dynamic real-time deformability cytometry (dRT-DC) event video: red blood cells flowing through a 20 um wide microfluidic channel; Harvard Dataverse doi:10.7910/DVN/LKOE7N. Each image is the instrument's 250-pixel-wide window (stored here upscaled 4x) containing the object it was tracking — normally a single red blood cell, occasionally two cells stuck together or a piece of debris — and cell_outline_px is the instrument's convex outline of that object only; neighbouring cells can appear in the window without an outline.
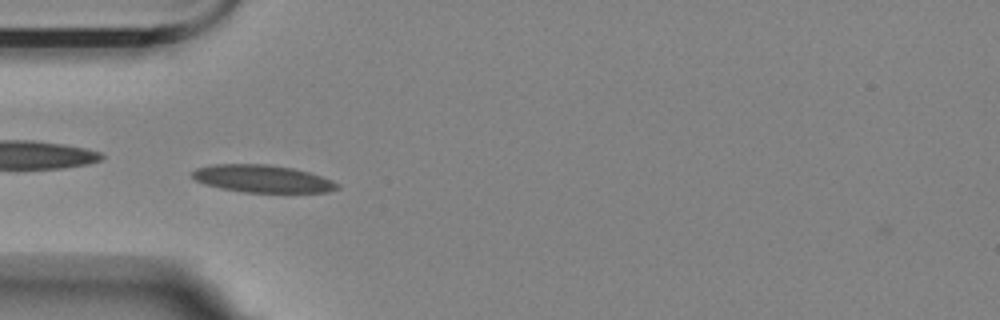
{"species": "Egyptian fruit bat (a non-hibernating species)", "species_latin": "Rousettus aegyptiacus", "temperature_condition": "room temperature", "stored_images_in_passage": 41, "camera_frame_rate_fps": 3000, "um_per_image_px": 0.085, "animal": {"sex": "female"}, "frame": {"image": 1, "passage_image": 1, "time_ms": 0.0, "image_size_px": [1000, 320], "cell_outline_px": [[340, 188], [328, 192], [244, 192], [220, 188], [204, 184], [196, 180], [192, 176], [192, 172], [196, 168], [212, 164], [268, 164], [292, 168], [308, 172], [332, 180], [340, 184]], "centroid_in_image_um": [22.3, 15.19], "position_along_channel_um": 62.7, "area_um2": 23.18}}
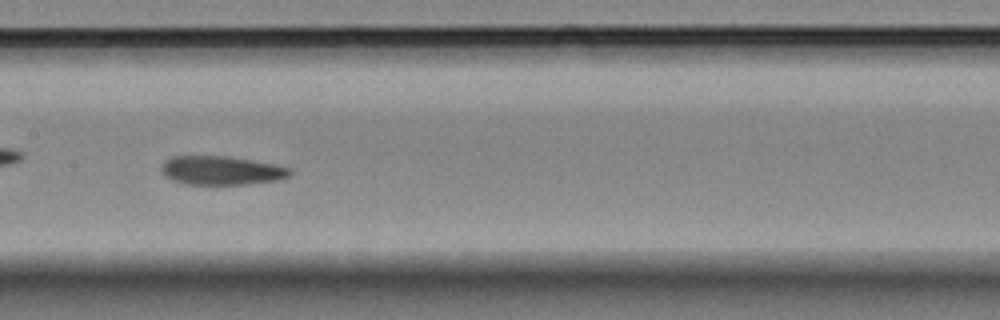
{"frame": {"image": 2, "passage_image": 12, "time_ms": 3.667, "image_size_px": [1000, 320], "cell_outline_px": [[292, 172], [288, 176], [276, 180], [244, 184], [184, 184], [172, 180], [164, 176], [160, 168], [164, 160], [172, 156], [228, 156], [252, 160], [292, 168]], "centroid_in_image_um": [18.76, 14.48], "position_along_channel_um": 188.6, "area_um2": 21.56}}
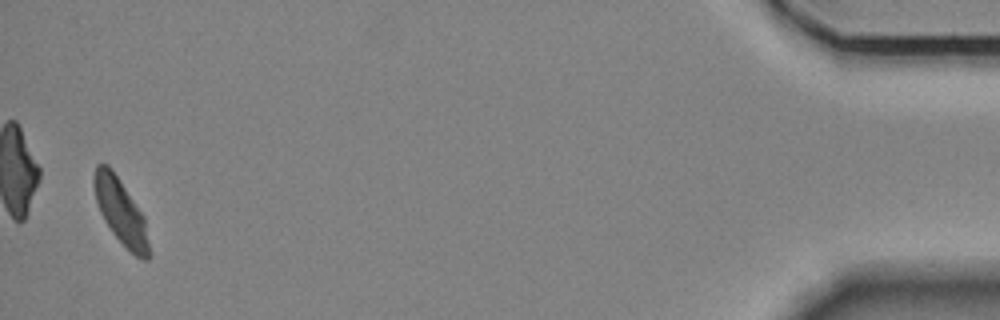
{"frame": {"image": 3, "passage_image": 40, "time_ms": 13.0, "image_size_px": [1000, 320], "cell_outline_px": [[148, 260], [144, 260], [136, 256], [112, 232], [104, 220], [100, 212], [96, 200], [92, 184], [92, 176], [96, 164], [108, 164], [112, 168], [144, 216], [148, 244]], "centroid_in_image_um": [10.21, 17.9], "position_along_channel_um": 425.0, "area_um2": 20.58}, "authors_computed_cell_mechanics": {"area_um2": 22.1952, "velocity_mm_per_s": 3.4415, "shape_relaxation_time_tau1_ms": null, "shape_relaxation_time_tau2_ms": 3.7198, "deformation_change_tau1": null, "deformation_change_tau2": 0.0833}}